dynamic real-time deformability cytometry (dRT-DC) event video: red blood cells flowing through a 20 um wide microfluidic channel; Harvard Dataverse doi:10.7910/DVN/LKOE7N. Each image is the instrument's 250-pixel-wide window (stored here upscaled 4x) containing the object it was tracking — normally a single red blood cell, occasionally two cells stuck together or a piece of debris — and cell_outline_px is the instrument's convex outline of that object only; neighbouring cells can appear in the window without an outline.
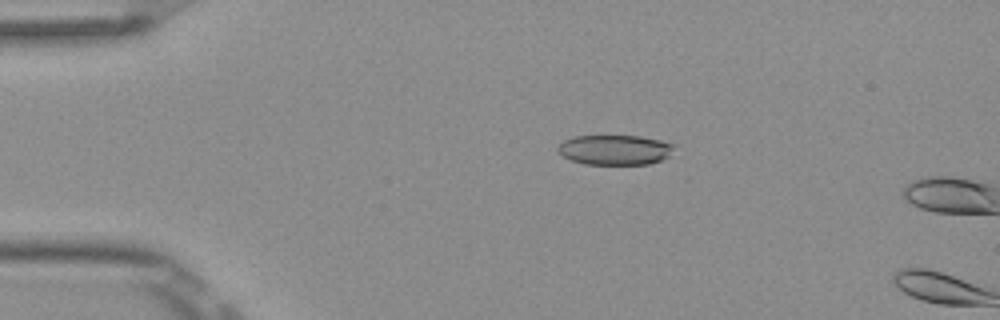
{"species": "Egyptian fruit bat (a non-hibernating species)", "species_latin": "Rousettus aegyptiacus", "temperature_condition": "room temperature", "stored_images_in_passage": 5, "camera_frame_rate_fps": 3000, "um_per_image_px": 0.085, "frame": {"image": 1, "passage_image": 4, "time_ms": 1.0, "image_size_px": [1000, 320], "cell_outline_px": [[676, 144], [668, 156], [660, 160], [648, 164], [584, 164], [572, 160], [564, 156], [556, 148], [564, 140], [572, 136], [640, 136], [660, 140]], "centroid_in_image_um": [52.27, 12.73], "position_along_channel_um": 32.7, "area_um2": 20.17}}